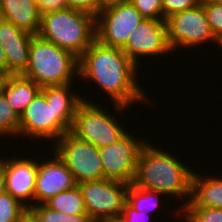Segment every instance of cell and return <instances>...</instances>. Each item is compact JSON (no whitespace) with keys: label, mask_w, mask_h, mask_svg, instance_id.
<instances>
[{"label":"cell","mask_w":222,"mask_h":222,"mask_svg":"<svg viewBox=\"0 0 222 222\" xmlns=\"http://www.w3.org/2000/svg\"><path fill=\"white\" fill-rule=\"evenodd\" d=\"M139 69L121 48L108 47L95 40L79 58L78 78L84 84L89 82L87 86L93 82L96 90L101 89L99 92L111 99L112 111L121 117L133 108L134 103L152 104L148 103L151 100L147 97L148 92L143 91L139 83Z\"/></svg>","instance_id":"6da1fadb"},{"label":"cell","mask_w":222,"mask_h":222,"mask_svg":"<svg viewBox=\"0 0 222 222\" xmlns=\"http://www.w3.org/2000/svg\"><path fill=\"white\" fill-rule=\"evenodd\" d=\"M74 85L42 87L20 116L18 136L35 139L34 142L50 141L52 146L63 134L70 132L77 108L84 101L83 92L80 95Z\"/></svg>","instance_id":"7a4b0ae2"},{"label":"cell","mask_w":222,"mask_h":222,"mask_svg":"<svg viewBox=\"0 0 222 222\" xmlns=\"http://www.w3.org/2000/svg\"><path fill=\"white\" fill-rule=\"evenodd\" d=\"M161 146L147 141L141 148L132 185L167 195V202L180 199L184 203L175 207L183 210L191 199L195 169Z\"/></svg>","instance_id":"3957f363"},{"label":"cell","mask_w":222,"mask_h":222,"mask_svg":"<svg viewBox=\"0 0 222 222\" xmlns=\"http://www.w3.org/2000/svg\"><path fill=\"white\" fill-rule=\"evenodd\" d=\"M37 35L80 58L96 40V17L70 8L50 12L42 15Z\"/></svg>","instance_id":"277c9868"},{"label":"cell","mask_w":222,"mask_h":222,"mask_svg":"<svg viewBox=\"0 0 222 222\" xmlns=\"http://www.w3.org/2000/svg\"><path fill=\"white\" fill-rule=\"evenodd\" d=\"M22 75L41 88L76 83L79 81V58L39 35H33L28 66Z\"/></svg>","instance_id":"5b68a950"},{"label":"cell","mask_w":222,"mask_h":222,"mask_svg":"<svg viewBox=\"0 0 222 222\" xmlns=\"http://www.w3.org/2000/svg\"><path fill=\"white\" fill-rule=\"evenodd\" d=\"M86 97L87 95L83 97L84 101L77 108L70 133L97 148L111 145L122 137L128 128L121 125L119 119H115L119 117L115 116L117 114L107 111L99 101Z\"/></svg>","instance_id":"8992f818"},{"label":"cell","mask_w":222,"mask_h":222,"mask_svg":"<svg viewBox=\"0 0 222 222\" xmlns=\"http://www.w3.org/2000/svg\"><path fill=\"white\" fill-rule=\"evenodd\" d=\"M165 22L168 45L175 54L181 48V51H186L194 47L198 49L203 44L215 43V36L210 28L202 3L195 8L172 14L166 18Z\"/></svg>","instance_id":"52a82bcc"},{"label":"cell","mask_w":222,"mask_h":222,"mask_svg":"<svg viewBox=\"0 0 222 222\" xmlns=\"http://www.w3.org/2000/svg\"><path fill=\"white\" fill-rule=\"evenodd\" d=\"M64 161L76 184L104 179L99 149L70 132L63 134L51 149Z\"/></svg>","instance_id":"ba28073f"},{"label":"cell","mask_w":222,"mask_h":222,"mask_svg":"<svg viewBox=\"0 0 222 222\" xmlns=\"http://www.w3.org/2000/svg\"><path fill=\"white\" fill-rule=\"evenodd\" d=\"M129 184L101 179L79 183L87 214L95 221L121 216Z\"/></svg>","instance_id":"9c48e42d"},{"label":"cell","mask_w":222,"mask_h":222,"mask_svg":"<svg viewBox=\"0 0 222 222\" xmlns=\"http://www.w3.org/2000/svg\"><path fill=\"white\" fill-rule=\"evenodd\" d=\"M141 137L127 131L111 145L98 148L104 178L132 184L139 153L147 142L145 136Z\"/></svg>","instance_id":"30bf717a"},{"label":"cell","mask_w":222,"mask_h":222,"mask_svg":"<svg viewBox=\"0 0 222 222\" xmlns=\"http://www.w3.org/2000/svg\"><path fill=\"white\" fill-rule=\"evenodd\" d=\"M143 19L128 0L104 7L96 16V40L108 47L122 48Z\"/></svg>","instance_id":"8fae6325"},{"label":"cell","mask_w":222,"mask_h":222,"mask_svg":"<svg viewBox=\"0 0 222 222\" xmlns=\"http://www.w3.org/2000/svg\"><path fill=\"white\" fill-rule=\"evenodd\" d=\"M121 49L138 67H141L140 60L143 59L148 62L147 58H151V61L152 57L154 60L158 57L164 58L165 55L167 57L168 54L174 56L168 45L167 26L163 20L143 19Z\"/></svg>","instance_id":"7c38bea8"},{"label":"cell","mask_w":222,"mask_h":222,"mask_svg":"<svg viewBox=\"0 0 222 222\" xmlns=\"http://www.w3.org/2000/svg\"><path fill=\"white\" fill-rule=\"evenodd\" d=\"M13 155H1L0 160L4 164L6 192L30 209L34 206V191L37 175L38 160L36 158H24ZM23 155V156H22ZM12 158H11V157Z\"/></svg>","instance_id":"4fadbf2b"},{"label":"cell","mask_w":222,"mask_h":222,"mask_svg":"<svg viewBox=\"0 0 222 222\" xmlns=\"http://www.w3.org/2000/svg\"><path fill=\"white\" fill-rule=\"evenodd\" d=\"M50 152L48 159L38 160L34 205L45 204L57 194L72 189L77 185L64 161L55 151Z\"/></svg>","instance_id":"5bb4252c"},{"label":"cell","mask_w":222,"mask_h":222,"mask_svg":"<svg viewBox=\"0 0 222 222\" xmlns=\"http://www.w3.org/2000/svg\"><path fill=\"white\" fill-rule=\"evenodd\" d=\"M32 37V34L0 18V46L5 53L7 76L26 71Z\"/></svg>","instance_id":"9a60e30c"},{"label":"cell","mask_w":222,"mask_h":222,"mask_svg":"<svg viewBox=\"0 0 222 222\" xmlns=\"http://www.w3.org/2000/svg\"><path fill=\"white\" fill-rule=\"evenodd\" d=\"M1 19L32 35L40 30L42 15L35 0H0Z\"/></svg>","instance_id":"2e32d148"},{"label":"cell","mask_w":222,"mask_h":222,"mask_svg":"<svg viewBox=\"0 0 222 222\" xmlns=\"http://www.w3.org/2000/svg\"><path fill=\"white\" fill-rule=\"evenodd\" d=\"M196 169L192 176L191 199L186 207L222 209V177L217 173V176L214 173L211 176H203Z\"/></svg>","instance_id":"e0dca14e"},{"label":"cell","mask_w":222,"mask_h":222,"mask_svg":"<svg viewBox=\"0 0 222 222\" xmlns=\"http://www.w3.org/2000/svg\"><path fill=\"white\" fill-rule=\"evenodd\" d=\"M40 91L38 84L22 74L8 75L2 88L7 102L19 117Z\"/></svg>","instance_id":"ac0fdd59"},{"label":"cell","mask_w":222,"mask_h":222,"mask_svg":"<svg viewBox=\"0 0 222 222\" xmlns=\"http://www.w3.org/2000/svg\"><path fill=\"white\" fill-rule=\"evenodd\" d=\"M49 208L68 215L87 214L84 199L78 184L52 197L45 203Z\"/></svg>","instance_id":"d6986e66"},{"label":"cell","mask_w":222,"mask_h":222,"mask_svg":"<svg viewBox=\"0 0 222 222\" xmlns=\"http://www.w3.org/2000/svg\"><path fill=\"white\" fill-rule=\"evenodd\" d=\"M162 196L164 197V194L142 189L132 184H129L127 188V202L135 208L136 211H142L149 215H152L153 212L155 213L156 209L161 208V206V209H163V205H160L163 204L161 200H164Z\"/></svg>","instance_id":"ffe728a7"},{"label":"cell","mask_w":222,"mask_h":222,"mask_svg":"<svg viewBox=\"0 0 222 222\" xmlns=\"http://www.w3.org/2000/svg\"><path fill=\"white\" fill-rule=\"evenodd\" d=\"M37 222H95L88 214L68 215L49 208L46 204H37L29 209Z\"/></svg>","instance_id":"44dd1931"},{"label":"cell","mask_w":222,"mask_h":222,"mask_svg":"<svg viewBox=\"0 0 222 222\" xmlns=\"http://www.w3.org/2000/svg\"><path fill=\"white\" fill-rule=\"evenodd\" d=\"M175 211V212H174ZM172 214L176 213L181 222H222V209L212 207H185L183 210L173 209ZM174 212V213H173ZM181 216V217H180Z\"/></svg>","instance_id":"7402d4cb"},{"label":"cell","mask_w":222,"mask_h":222,"mask_svg":"<svg viewBox=\"0 0 222 222\" xmlns=\"http://www.w3.org/2000/svg\"><path fill=\"white\" fill-rule=\"evenodd\" d=\"M20 117L7 102L4 94L0 93V138L13 137L18 140Z\"/></svg>","instance_id":"603a6c76"},{"label":"cell","mask_w":222,"mask_h":222,"mask_svg":"<svg viewBox=\"0 0 222 222\" xmlns=\"http://www.w3.org/2000/svg\"><path fill=\"white\" fill-rule=\"evenodd\" d=\"M29 209L10 193L0 195V222H20Z\"/></svg>","instance_id":"cb8c5ba5"},{"label":"cell","mask_w":222,"mask_h":222,"mask_svg":"<svg viewBox=\"0 0 222 222\" xmlns=\"http://www.w3.org/2000/svg\"><path fill=\"white\" fill-rule=\"evenodd\" d=\"M144 19L163 20L162 0H128Z\"/></svg>","instance_id":"d4e9b609"},{"label":"cell","mask_w":222,"mask_h":222,"mask_svg":"<svg viewBox=\"0 0 222 222\" xmlns=\"http://www.w3.org/2000/svg\"><path fill=\"white\" fill-rule=\"evenodd\" d=\"M214 36L222 33V4L201 2Z\"/></svg>","instance_id":"484cf974"},{"label":"cell","mask_w":222,"mask_h":222,"mask_svg":"<svg viewBox=\"0 0 222 222\" xmlns=\"http://www.w3.org/2000/svg\"><path fill=\"white\" fill-rule=\"evenodd\" d=\"M202 0H162L163 21L174 13L192 9L201 4Z\"/></svg>","instance_id":"4316f807"},{"label":"cell","mask_w":222,"mask_h":222,"mask_svg":"<svg viewBox=\"0 0 222 222\" xmlns=\"http://www.w3.org/2000/svg\"><path fill=\"white\" fill-rule=\"evenodd\" d=\"M67 8L81 10L97 16L101 8L98 6V0H65Z\"/></svg>","instance_id":"83f0119b"},{"label":"cell","mask_w":222,"mask_h":222,"mask_svg":"<svg viewBox=\"0 0 222 222\" xmlns=\"http://www.w3.org/2000/svg\"><path fill=\"white\" fill-rule=\"evenodd\" d=\"M121 217L126 222H152L150 218H153L152 215L148 213L136 211L127 201L125 202Z\"/></svg>","instance_id":"f1b7e54d"},{"label":"cell","mask_w":222,"mask_h":222,"mask_svg":"<svg viewBox=\"0 0 222 222\" xmlns=\"http://www.w3.org/2000/svg\"><path fill=\"white\" fill-rule=\"evenodd\" d=\"M41 15L67 9L65 0H35Z\"/></svg>","instance_id":"f546056e"},{"label":"cell","mask_w":222,"mask_h":222,"mask_svg":"<svg viewBox=\"0 0 222 222\" xmlns=\"http://www.w3.org/2000/svg\"><path fill=\"white\" fill-rule=\"evenodd\" d=\"M6 192L4 164L0 160V195Z\"/></svg>","instance_id":"4dcf8cb0"},{"label":"cell","mask_w":222,"mask_h":222,"mask_svg":"<svg viewBox=\"0 0 222 222\" xmlns=\"http://www.w3.org/2000/svg\"><path fill=\"white\" fill-rule=\"evenodd\" d=\"M127 0H98V6L102 9L104 7L118 4L119 2H123Z\"/></svg>","instance_id":"1f68e13d"},{"label":"cell","mask_w":222,"mask_h":222,"mask_svg":"<svg viewBox=\"0 0 222 222\" xmlns=\"http://www.w3.org/2000/svg\"><path fill=\"white\" fill-rule=\"evenodd\" d=\"M0 72L6 74V58H5V53L0 46Z\"/></svg>","instance_id":"d6a6232c"},{"label":"cell","mask_w":222,"mask_h":222,"mask_svg":"<svg viewBox=\"0 0 222 222\" xmlns=\"http://www.w3.org/2000/svg\"><path fill=\"white\" fill-rule=\"evenodd\" d=\"M102 222H126L121 216L105 219Z\"/></svg>","instance_id":"836d02e7"},{"label":"cell","mask_w":222,"mask_h":222,"mask_svg":"<svg viewBox=\"0 0 222 222\" xmlns=\"http://www.w3.org/2000/svg\"><path fill=\"white\" fill-rule=\"evenodd\" d=\"M214 44L217 45V47H220L218 50H222V33L215 37Z\"/></svg>","instance_id":"e575fe53"},{"label":"cell","mask_w":222,"mask_h":222,"mask_svg":"<svg viewBox=\"0 0 222 222\" xmlns=\"http://www.w3.org/2000/svg\"><path fill=\"white\" fill-rule=\"evenodd\" d=\"M20 222H37V220L28 213Z\"/></svg>","instance_id":"d590c367"},{"label":"cell","mask_w":222,"mask_h":222,"mask_svg":"<svg viewBox=\"0 0 222 222\" xmlns=\"http://www.w3.org/2000/svg\"><path fill=\"white\" fill-rule=\"evenodd\" d=\"M7 75L5 73L0 72V93L2 92L3 84L6 80Z\"/></svg>","instance_id":"8d00e7d4"},{"label":"cell","mask_w":222,"mask_h":222,"mask_svg":"<svg viewBox=\"0 0 222 222\" xmlns=\"http://www.w3.org/2000/svg\"><path fill=\"white\" fill-rule=\"evenodd\" d=\"M201 2H211V3L222 4V0H202Z\"/></svg>","instance_id":"74e56055"}]
</instances>
